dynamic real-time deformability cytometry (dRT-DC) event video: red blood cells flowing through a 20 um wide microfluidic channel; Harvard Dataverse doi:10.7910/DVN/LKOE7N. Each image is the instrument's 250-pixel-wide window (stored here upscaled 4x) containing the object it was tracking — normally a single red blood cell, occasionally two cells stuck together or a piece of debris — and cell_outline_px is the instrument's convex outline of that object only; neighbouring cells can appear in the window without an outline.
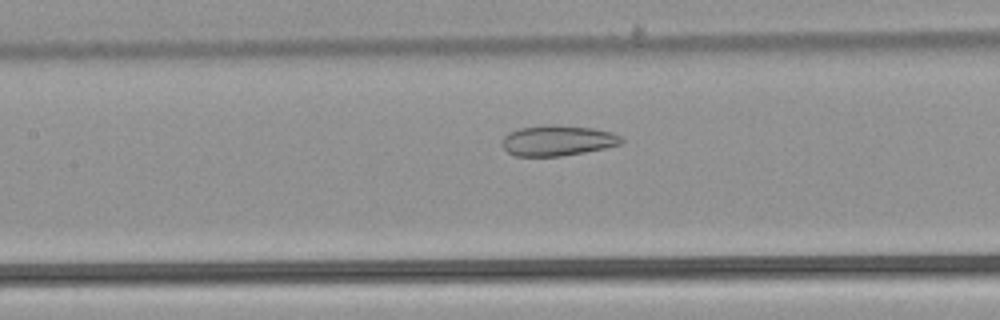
{"species": "common noctule bat (a hibernating species)", "species_latin": "Nyctalus noctula", "temperature_condition": "warm", "stored_images_in_passage": 48, "camera_frame_rate_fps": 3000, "um_per_image_px": 0.085, "animal": {"sex": "male", "body_mass_g": 21.5, "forearm_length_mm": 52.0}, "frame": {"image": 1, "passage_image": 20, "time_ms": 6.333, "image_size_px": [1000, 320], "cell_outline_px": [[624, 140], [620, 144], [604, 148], [584, 152], [560, 156], [516, 156], [508, 152], [500, 144], [504, 136], [508, 132], [520, 128], [548, 124], [552, 124], [592, 128], [612, 132], [620, 136]], "centroid_in_image_um": [47.36, 11.94], "position_along_channel_um": 160.0, "area_um2": 21.21}}
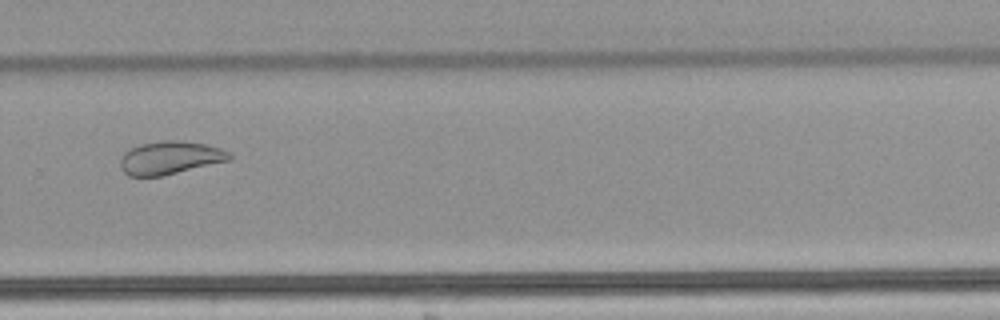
{"frame": {"image": 2, "passage_image": 32, "time_ms": 10.333, "image_size_px": [1000, 320], "cell_outline_px": [[232, 156], [228, 160], [160, 176], [128, 176], [120, 168], [120, 160], [124, 152], [140, 144], [164, 140], [176, 140], [204, 144], [220, 148], [232, 152]], "centroid_in_image_um": [14.42, 13.4], "position_along_channel_um": 315.4, "area_um2": 20.75}}
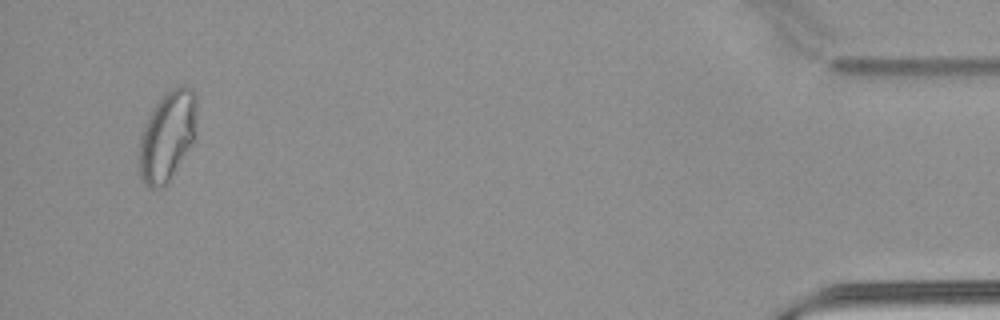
{"frame": {"image": 3, "passage_image": 46, "time_ms": 15.0, "image_size_px": [1000, 320], "cell_outline_px": [[196, 120], [192, 140], [168, 184], [160, 188], [148, 188], [144, 184], [140, 176], [140, 136], [144, 124], [152, 108], [172, 88], [184, 84], [192, 88], [196, 92]], "centroid_in_image_um": [14.21, 11.55], "position_along_channel_um": 421.0, "area_um2": 29.82}, "authors_computed_cell_mechanics": {"area_um2": 26.6458, "velocity_mm_per_s": 3.8985, "shape_relaxation_time_tau1_ms": null, "shape_relaxation_time_tau2_ms": 1.6308, "deformation_change_tau1": null, "deformation_change_tau2": 0.079}}